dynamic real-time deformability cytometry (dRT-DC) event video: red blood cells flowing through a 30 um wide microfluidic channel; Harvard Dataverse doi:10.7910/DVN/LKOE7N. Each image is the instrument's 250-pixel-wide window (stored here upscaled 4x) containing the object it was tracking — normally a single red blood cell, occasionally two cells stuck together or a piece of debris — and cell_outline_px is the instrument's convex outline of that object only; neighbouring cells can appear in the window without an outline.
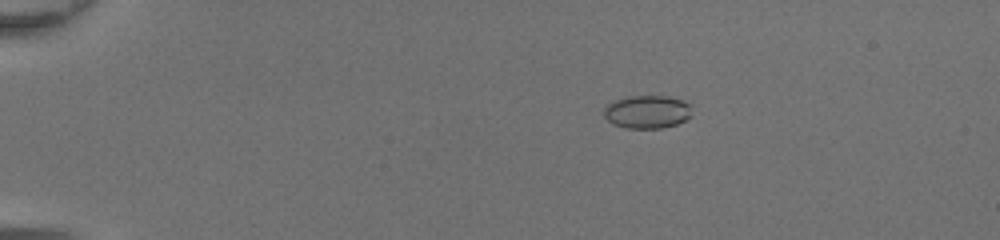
{"species": "common noctule bat (a hibernating species)", "species_latin": "Nyctalus noctula", "temperature_condition": "room temperature", "stored_images_in_passage": 43, "camera_frame_rate_fps": 3000, "um_per_image_px": 0.085, "animal": {"sex": "female", "body_mass_g": 20.0, "forearm_length_mm": 54.0}, "frame": {"image": 1, "passage_image": 4, "time_ms": 1.0, "image_size_px": [1000, 240], "cell_outline_px": [[692, 116], [676, 124], [660, 128], [628, 128], [612, 124], [604, 116], [604, 108], [608, 104], [616, 100], [628, 96], [668, 96], [680, 100], [688, 104]], "centroid_in_image_um": [54.98, 9.51], "position_along_channel_um": 30.0, "area_um2": 16.76}}
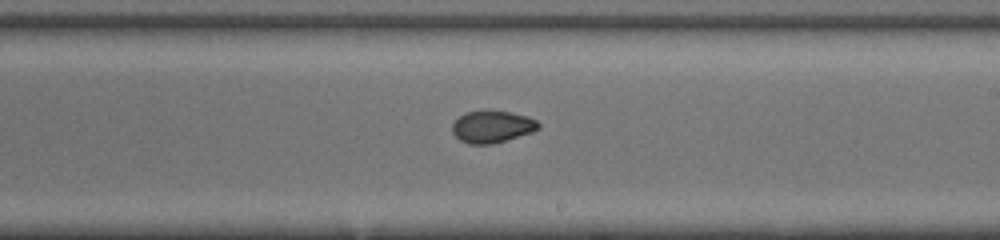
{"frame": {"image": 2, "passage_image": 25, "time_ms": 8.0, "image_size_px": [1000, 240], "cell_outline_px": [[540, 128], [532, 132], [492, 144], [468, 144], [460, 140], [452, 132], [452, 124], [460, 116], [468, 112], [512, 112], [528, 116], [536, 120], [540, 124]], "centroid_in_image_um": [41.85, 10.79], "position_along_channel_um": 247.1, "area_um2": 15.78}}
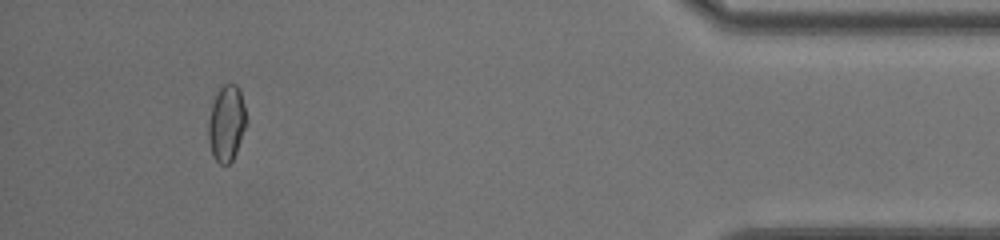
{"frame": {"image": 3, "passage_image": 40, "time_ms": 13.0, "image_size_px": [1000, 240], "cell_outline_px": [[248, 124], [236, 152], [232, 160], [228, 164], [220, 164], [212, 156], [208, 140], [208, 124], [212, 104], [220, 88], [224, 84], [236, 84], [240, 92], [244, 104], [248, 120]], "centroid_in_image_um": [19.28, 10.5], "position_along_channel_um": 415.9, "area_um2": 16.94}, "authors_computed_cell_mechanics": {"area_um2": 16.2996, "velocity_mm_per_s": 4.4103, "shape_relaxation_time_tau1_ms": null, "shape_relaxation_time_tau2_ms": 1.1775, "deformation_change_tau1": null, "deformation_change_tau2": 0.0498}}